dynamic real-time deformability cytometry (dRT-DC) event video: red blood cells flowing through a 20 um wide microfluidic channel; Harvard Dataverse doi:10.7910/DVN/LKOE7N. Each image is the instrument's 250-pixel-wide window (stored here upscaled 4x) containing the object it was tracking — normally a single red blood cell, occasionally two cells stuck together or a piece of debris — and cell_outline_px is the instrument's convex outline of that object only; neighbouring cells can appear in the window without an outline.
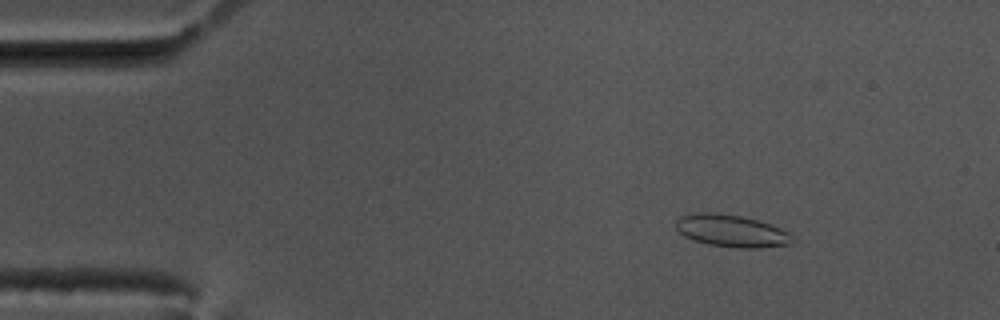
{"species": "common noctule bat (a hibernating species)", "species_latin": "Nyctalus noctula", "temperature_condition": "cold", "stored_images_in_passage": 56, "camera_frame_rate_fps": 3000, "um_per_image_px": 0.085, "animal": {"sex": "male", "body_mass_g": 17.5, "forearm_length_mm": 52.3}, "frame": {"image": 1, "passage_image": 8, "time_ms": 2.333, "image_size_px": [1000, 320], "cell_outline_px": [[796, 240], [792, 244], [760, 248], [736, 248], [708, 244], [684, 236], [676, 228], [676, 220], [680, 216], [700, 212], [716, 212], [740, 216], [756, 220], [780, 228], [788, 232]], "centroid_in_image_um": [62.2, 19.63], "position_along_channel_um": 22.8, "area_um2": 21.85}}
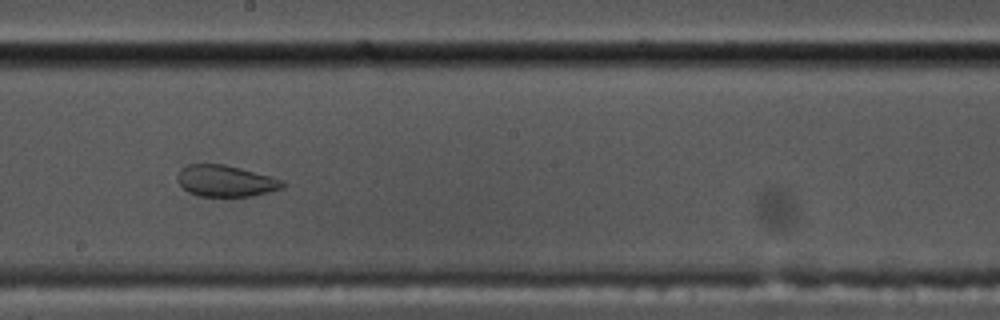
{"frame": {"image": 2, "passage_image": 32, "time_ms": 10.333, "image_size_px": [1000, 320], "cell_outline_px": [[288, 184], [284, 188], [252, 196], [200, 196], [188, 192], [176, 180], [176, 176], [180, 168], [188, 164], [224, 164], [240, 168], [284, 180]], "centroid_in_image_um": [19.18, 15.38], "position_along_channel_um": 229.0, "area_um2": 19.36}}
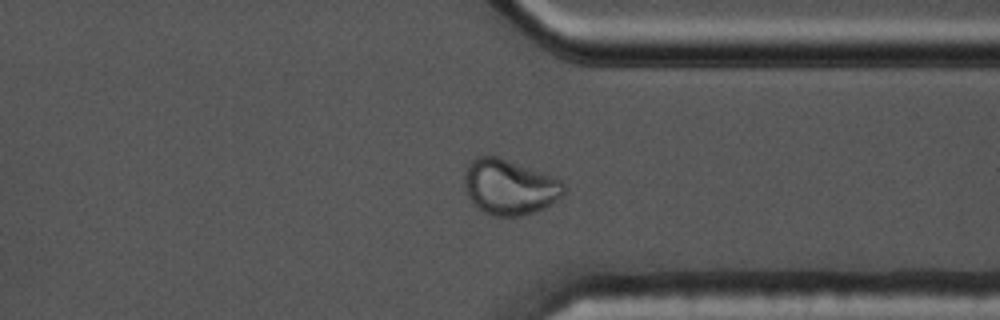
{"frame": {"image": 3, "passage_image": 44, "time_ms": 14.333, "image_size_px": [1000, 320], "cell_outline_px": [[564, 192], [552, 204], [544, 208], [520, 216], [496, 216], [484, 212], [476, 208], [468, 196], [464, 184], [464, 172], [468, 164], [476, 156], [500, 156], [552, 176], [560, 180], [564, 184]], "centroid_in_image_um": [43.27, 15.89], "position_along_channel_um": 368.1, "area_um2": 32.08}}